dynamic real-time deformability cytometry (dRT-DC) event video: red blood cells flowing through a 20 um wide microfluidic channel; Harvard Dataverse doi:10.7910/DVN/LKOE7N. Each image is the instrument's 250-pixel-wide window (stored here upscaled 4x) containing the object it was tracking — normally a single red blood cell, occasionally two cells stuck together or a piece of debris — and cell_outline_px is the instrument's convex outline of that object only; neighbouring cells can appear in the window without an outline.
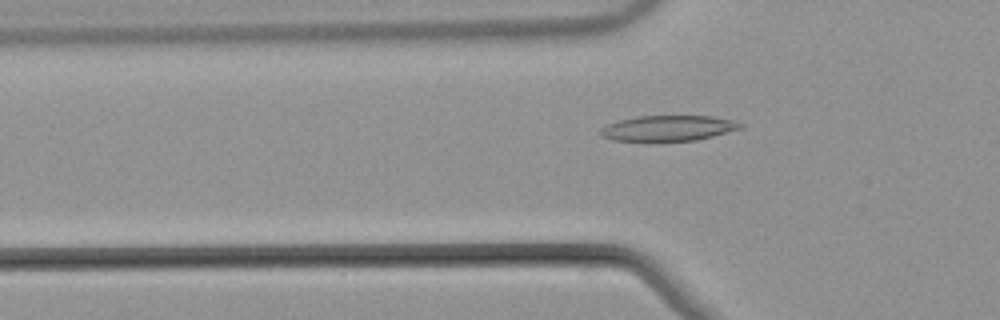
{"species": "common noctule bat (a hibernating species)", "species_latin": "Nyctalus noctula", "temperature_condition": "warm", "stored_images_in_passage": 53, "camera_frame_rate_fps": 3000, "um_per_image_px": 0.085, "animal": {"sex": "male", "body_mass_g": 21.5, "forearm_length_mm": 52.0}, "frame": {"image": 1, "passage_image": 18, "time_ms": 5.667, "image_size_px": [1000, 320], "cell_outline_px": [[744, 128], [696, 140], [612, 140], [600, 136], [600, 128], [608, 124], [620, 120], [640, 116], [712, 116], [736, 120], [744, 124]], "centroid_in_image_um": [56.85, 10.88], "position_along_channel_um": 68.9, "area_um2": 20.63}}
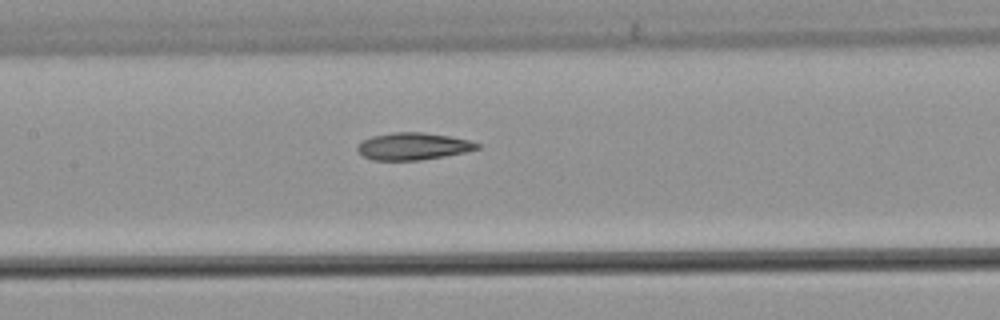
{"frame": {"image": 2, "passage_image": 26, "time_ms": 8.333, "image_size_px": [1000, 320], "cell_outline_px": [[480, 148], [464, 152], [444, 156], [420, 160], [372, 160], [364, 156], [356, 148], [356, 144], [372, 136], [392, 132], [424, 132], [448, 136], [468, 140], [480, 144]], "centroid_in_image_um": [35.09, 12.43], "position_along_channel_um": 172.3, "area_um2": 18.84}}
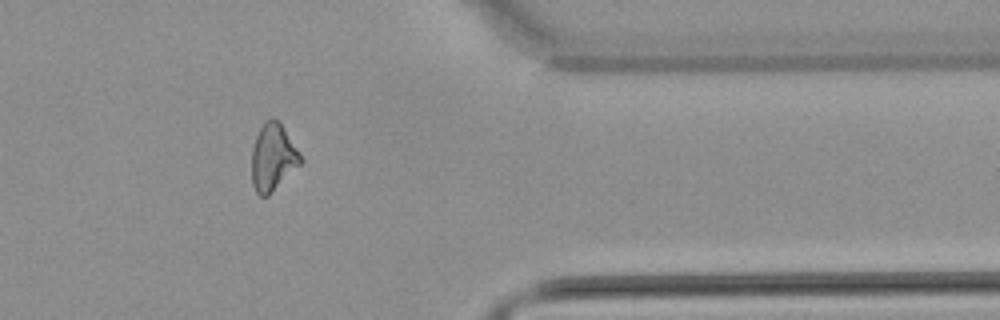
{"frame": {"image": 3, "passage_image": 44, "time_ms": 14.333, "image_size_px": [1000, 320], "cell_outline_px": [[304, 160], [268, 196], [260, 196], [256, 192], [252, 184], [252, 148], [256, 136], [264, 120], [272, 116], [280, 120], [300, 152]], "centroid_in_image_um": [23.21, 13.32], "position_along_channel_um": 388.2, "area_um2": 19.36}, "authors_computed_cell_mechanics": {"area_um2": 19.8254, "velocity_mm_per_s": 3.8679, "shape_relaxation_time_tau1_ms": 11.2553, "shape_relaxation_time_tau2_ms": 3.5743, "deformation_change_tau1": 0.2558, "deformation_change_tau2": 0.1253}}